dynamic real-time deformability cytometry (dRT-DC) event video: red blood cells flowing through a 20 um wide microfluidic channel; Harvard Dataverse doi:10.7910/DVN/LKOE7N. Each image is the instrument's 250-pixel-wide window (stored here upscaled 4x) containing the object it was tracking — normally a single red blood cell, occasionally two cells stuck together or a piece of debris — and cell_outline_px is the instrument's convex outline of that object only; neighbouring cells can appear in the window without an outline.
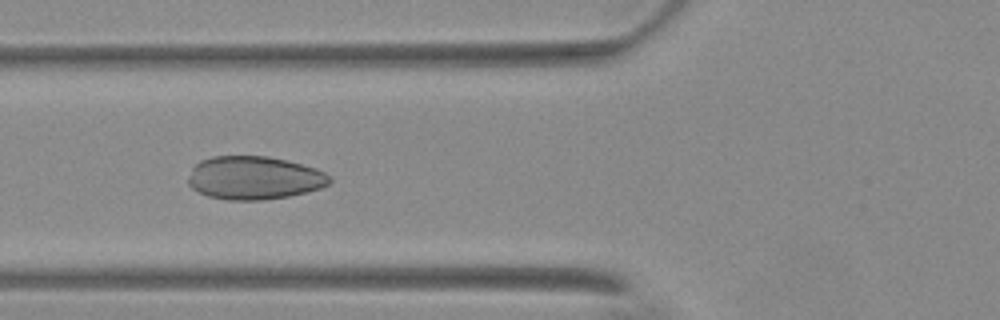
{"species": "Egyptian fruit bat (a non-hibernating species)", "species_latin": "Rousettus aegyptiacus", "temperature_condition": "warm", "stored_images_in_passage": 48, "camera_frame_rate_fps": 3000, "um_per_image_px": 0.085, "animal": {"sex": "female"}, "frame": {"image": 1, "passage_image": 14, "time_ms": 4.333, "image_size_px": [1000, 320], "cell_outline_px": [[332, 180], [328, 184], [320, 188], [288, 196], [260, 200], [228, 200], [208, 196], [192, 188], [188, 184], [188, 176], [192, 168], [200, 160], [212, 156], [268, 156], [288, 160], [316, 168], [324, 172]], "centroid_in_image_um": [21.58, 15.11], "position_along_channel_um": 104.2, "area_um2": 35.6}}
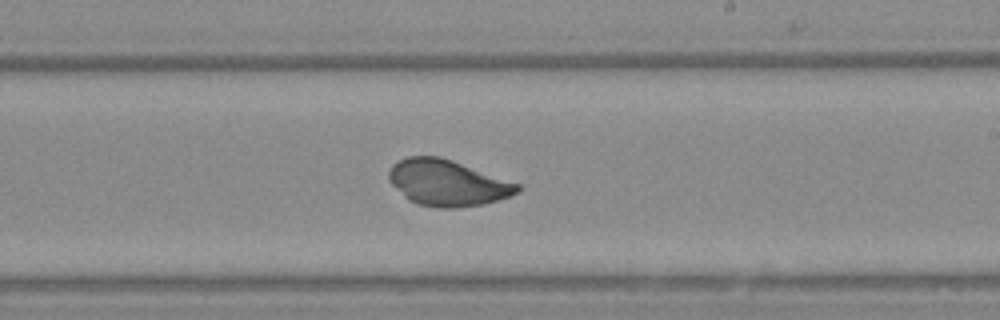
{"frame": {"image": 2, "passage_image": 26, "time_ms": 8.333, "image_size_px": [1000, 320], "cell_outline_px": [[520, 192], [484, 204], [452, 208], [436, 208], [416, 204], [408, 200], [388, 180], [388, 172], [392, 164], [408, 156], [440, 156], [452, 160], [520, 184]], "centroid_in_image_um": [38.0, 15.54], "position_along_channel_um": 251.0, "area_um2": 34.45}}
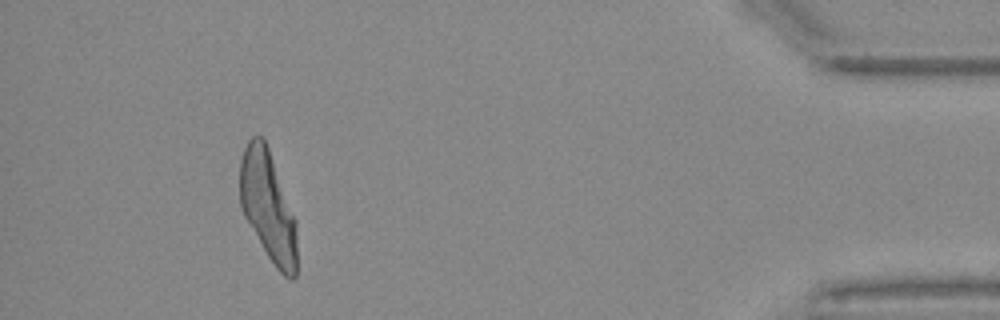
{"frame": {"image": 3, "passage_image": 44, "time_ms": 14.333, "image_size_px": [1000, 320], "cell_outline_px": [[296, 276], [292, 280], [288, 280], [276, 268], [268, 256], [244, 216], [240, 204], [240, 160], [244, 148], [248, 140], [252, 136], [264, 136], [296, 220]], "centroid_in_image_um": [22.78, 17.52], "position_along_channel_um": 412.4, "area_um2": 36.47}}